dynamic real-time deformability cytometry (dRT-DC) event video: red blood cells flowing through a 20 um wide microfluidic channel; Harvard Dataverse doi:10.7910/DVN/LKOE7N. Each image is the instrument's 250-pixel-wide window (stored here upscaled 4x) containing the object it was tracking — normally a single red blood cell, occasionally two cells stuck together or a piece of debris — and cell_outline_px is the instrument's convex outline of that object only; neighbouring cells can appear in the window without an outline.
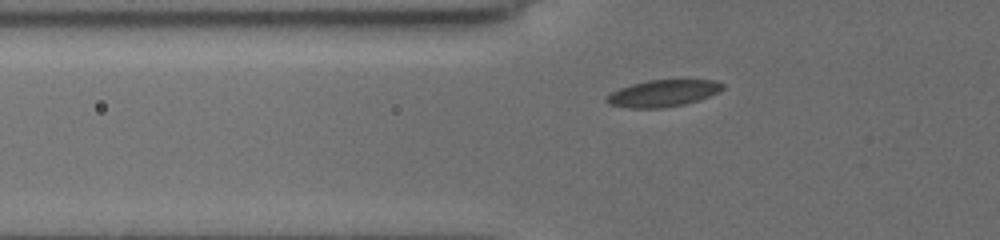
{"species": "common noctule bat (a hibernating species)", "species_latin": "Nyctalus noctula", "temperature_condition": "cold", "stored_images_in_passage": 46, "camera_frame_rate_fps": 3000, "um_per_image_px": 0.085, "animal": {"sex": "female", "body_mass_g": 19.5, "forearm_length_mm": 54.1}, "frame": {"image": 1, "passage_image": 12, "time_ms": 3.667, "image_size_px": [1000, 240], "cell_outline_px": [[724, 88], [720, 92], [700, 100], [684, 104], [660, 108], [628, 108], [608, 104], [604, 100], [604, 96], [620, 88], [632, 84], [648, 80], [716, 80], [724, 84]], "centroid_in_image_um": [56.35, 7.93], "position_along_channel_um": 69.4, "area_um2": 18.26}}
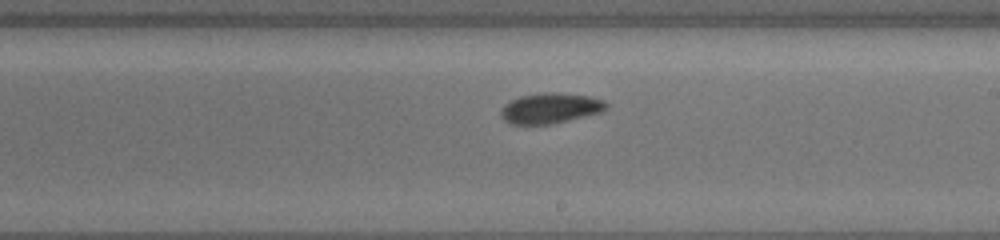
{"frame": {"image": 2, "passage_image": 26, "time_ms": 8.333, "image_size_px": [1000, 240], "cell_outline_px": [[608, 108], [600, 112], [552, 124], [512, 124], [504, 120], [500, 116], [500, 108], [504, 104], [520, 96], [540, 92], [552, 92], [588, 96], [604, 100], [608, 104]], "centroid_in_image_um": [46.75, 9.19], "position_along_channel_um": 242.3, "area_um2": 18.67}}
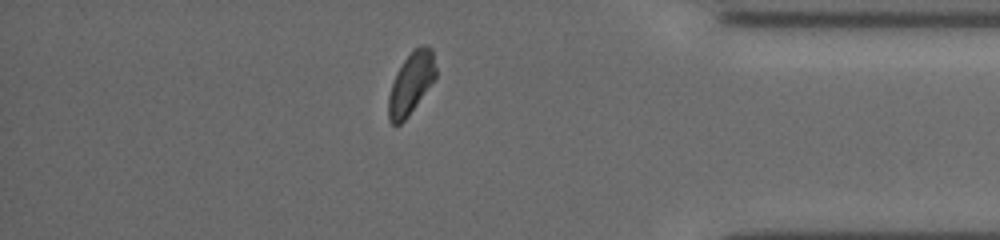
{"frame": {"image": 3, "passage_image": 40, "time_ms": 13.0, "image_size_px": [1000, 240], "cell_outline_px": [[436, 76], [408, 116], [400, 124], [392, 124], [388, 120], [388, 96], [396, 72], [412, 48], [420, 44], [424, 44], [432, 48], [436, 68]], "centroid_in_image_um": [34.93, 7.03], "position_along_channel_um": 400.3, "area_um2": 16.99}}